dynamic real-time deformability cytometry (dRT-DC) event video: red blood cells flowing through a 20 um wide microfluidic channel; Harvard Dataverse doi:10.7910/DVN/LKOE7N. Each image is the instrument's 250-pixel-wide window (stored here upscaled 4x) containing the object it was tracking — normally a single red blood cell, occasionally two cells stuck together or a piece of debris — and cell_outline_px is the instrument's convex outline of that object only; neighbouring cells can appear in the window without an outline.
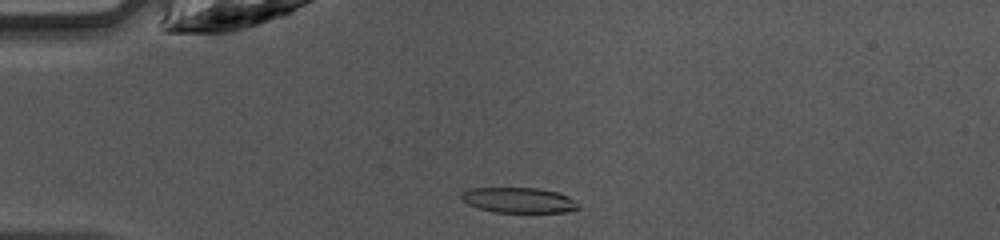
{"species": "common noctule bat (a hibernating species)", "species_latin": "Nyctalus noctula", "temperature_condition": "warm", "stored_images_in_passage": 31, "camera_frame_rate_fps": 3000, "um_per_image_px": 0.085, "animal": {"sex": "female", "body_mass_g": 10.0, "forearm_length_mm": 53.1}, "frame": {"image": 1, "passage_image": 1, "time_ms": 0.0, "image_size_px": [1000, 240], "cell_outline_px": [[580, 208], [572, 212], [496, 212], [480, 208], [468, 204], [460, 196], [468, 188], [536, 188], [556, 192], [568, 196]], "centroid_in_image_um": [44.1, 17.02], "position_along_channel_um": 40.9, "area_um2": 16.99}}
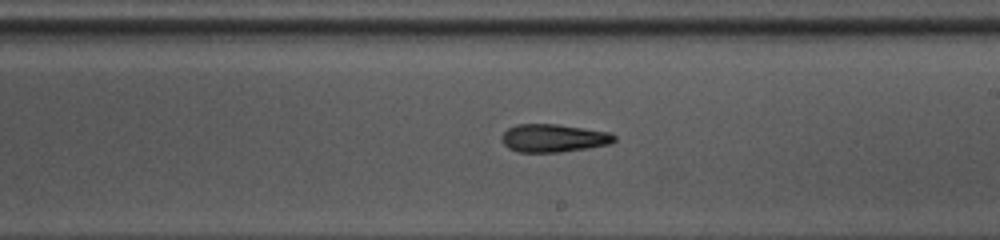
{"frame": {"image": 2, "passage_image": 17, "time_ms": 5.333, "image_size_px": [1000, 240], "cell_outline_px": [[616, 140], [612, 144], [588, 148], [560, 152], [516, 152], [508, 148], [500, 140], [500, 136], [508, 128], [516, 124], [556, 124], [612, 132], [616, 136]], "centroid_in_image_um": [47.06, 11.74], "position_along_channel_um": 241.9, "area_um2": 18.67}}
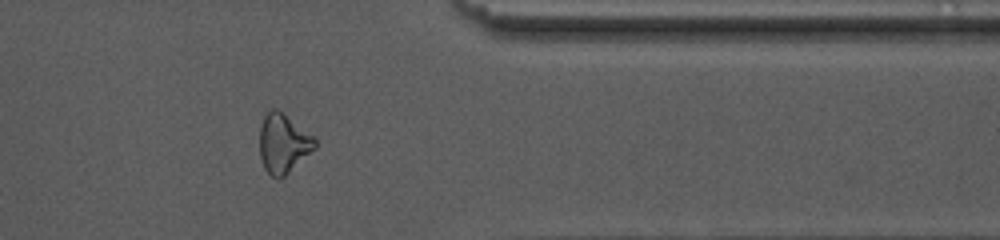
{"frame": {"image": 3, "passage_image": 28, "time_ms": 9.0, "image_size_px": [1000, 240], "cell_outline_px": [[316, 148], [280, 180], [276, 180], [264, 168], [260, 156], [260, 128], [264, 116], [272, 108], [276, 108], [284, 112], [312, 136], [316, 140]], "centroid_in_image_um": [24.07, 12.2], "position_along_channel_um": 387.3, "area_um2": 19.07}}